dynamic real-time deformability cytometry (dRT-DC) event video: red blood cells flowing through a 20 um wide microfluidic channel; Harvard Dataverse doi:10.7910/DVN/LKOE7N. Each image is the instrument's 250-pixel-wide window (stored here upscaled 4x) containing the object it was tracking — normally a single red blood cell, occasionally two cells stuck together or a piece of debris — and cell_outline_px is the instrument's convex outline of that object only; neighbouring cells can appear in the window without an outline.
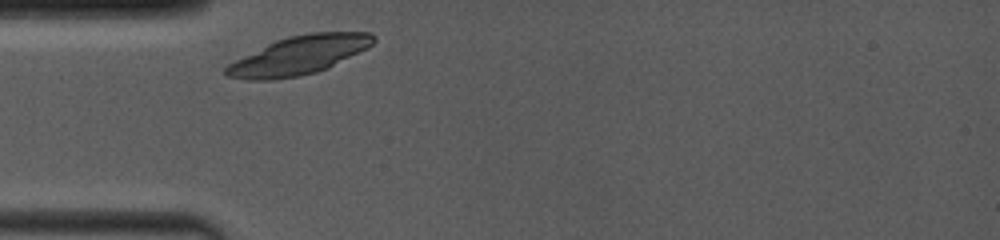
{"species": "common noctule bat (a hibernating species)", "species_latin": "Nyctalus noctula", "temperature_condition": "room temperature", "stored_images_in_passage": 1, "camera_frame_rate_fps": 4000, "um_per_image_px": 0.085, "animal": {"sex": "female", "body_mass_g": 19.0, "forearm_length_mm": 53.3}, "frame": {"image": 1, "passage_image": 1, "time_ms": 0.0, "image_size_px": [1000, 240], "cell_outline_px": [[376, 40], [368, 48], [328, 68], [316, 72], [300, 76], [272, 80], [248, 80], [228, 76], [224, 72], [224, 68], [228, 64], [276, 40], [288, 36], [312, 32], [372, 32], [376, 36]], "centroid_in_image_um": [25.45, 4.7], "position_along_channel_um": 59.5, "area_um2": 33.0}}